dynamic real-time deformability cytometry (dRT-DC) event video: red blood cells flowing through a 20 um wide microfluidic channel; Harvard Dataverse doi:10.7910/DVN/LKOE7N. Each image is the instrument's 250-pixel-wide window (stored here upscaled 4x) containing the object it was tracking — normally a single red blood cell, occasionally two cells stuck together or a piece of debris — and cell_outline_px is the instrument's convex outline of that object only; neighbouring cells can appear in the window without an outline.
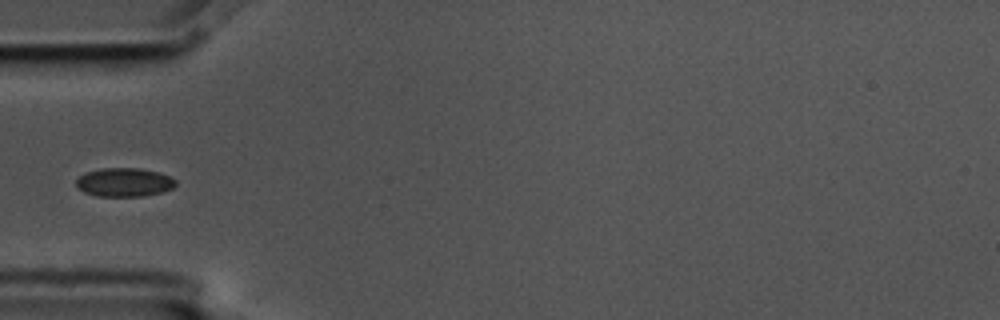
{"species": "common noctule bat (a hibernating species)", "species_latin": "Nyctalus noctula", "temperature_condition": "cold", "stored_images_in_passage": 6, "camera_frame_rate_fps": 3000, "um_per_image_px": 0.085, "animal": {"sex": "male", "body_mass_g": 17.5, "forearm_length_mm": 52.3}, "frame": {"image": 1, "passage_image": 4, "time_ms": 1.0, "image_size_px": [1000, 320], "cell_outline_px": [[176, 184], [172, 188], [164, 192], [140, 196], [96, 196], [84, 192], [76, 188], [76, 180], [80, 176], [88, 172], [100, 168], [140, 168], [160, 172], [176, 180]], "centroid_in_image_um": [10.56, 15.49], "position_along_channel_um": 74.4, "area_um2": 16.7}}